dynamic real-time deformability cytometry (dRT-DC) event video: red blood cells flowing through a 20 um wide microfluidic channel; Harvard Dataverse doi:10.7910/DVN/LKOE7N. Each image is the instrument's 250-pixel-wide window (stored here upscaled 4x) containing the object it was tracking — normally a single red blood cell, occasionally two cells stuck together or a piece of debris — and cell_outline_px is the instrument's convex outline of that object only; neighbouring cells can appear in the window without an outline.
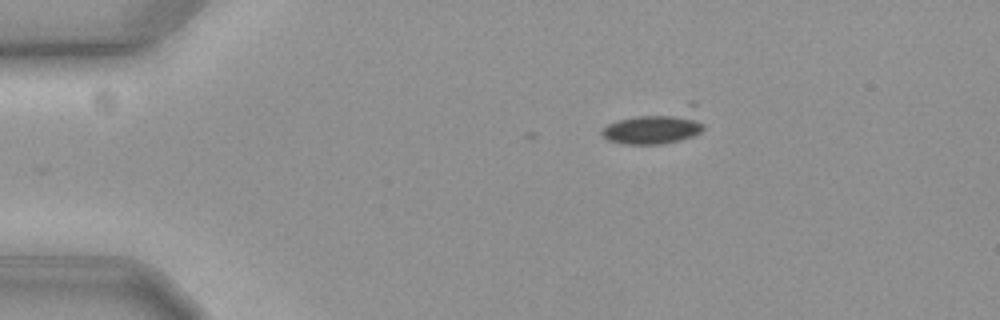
{"species": "common noctule bat (a hibernating species)", "species_latin": "Nyctalus noctula", "temperature_condition": "cold", "stored_images_in_passage": 11, "camera_frame_rate_fps": 3000, "um_per_image_px": 0.085, "animal": {"sex": "female", "body_mass_g": 19.3, "forearm_length_mm": 54.1}, "frame": {"image": 1, "passage_image": 1, "time_ms": 0.0, "image_size_px": [1000, 320], "cell_outline_px": [[704, 128], [700, 132], [692, 136], [680, 140], [664, 144], [624, 144], [608, 140], [600, 132], [608, 124], [620, 120], [688, 100], [696, 100], [704, 124]], "centroid_in_image_um": [55.91, 10.67], "position_along_channel_um": 29.1, "area_um2": 21.5}}
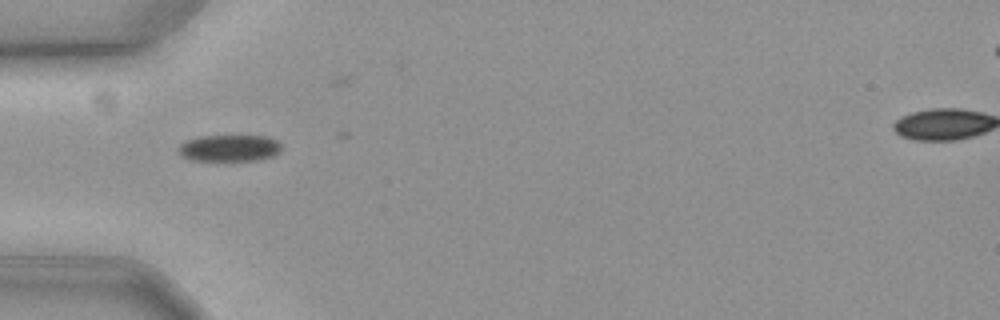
{"frame": {"image": 2, "passage_image": 9, "time_ms": 2.667, "image_size_px": [1000, 320], "cell_outline_px": [[280, 152], [272, 156], [256, 160], [192, 160], [184, 156], [180, 152], [180, 144], [188, 140], [200, 136], [268, 136], [276, 140], [280, 144]], "centroid_in_image_um": [19.54, 12.58], "position_along_channel_um": 65.5, "area_um2": 15.66}}